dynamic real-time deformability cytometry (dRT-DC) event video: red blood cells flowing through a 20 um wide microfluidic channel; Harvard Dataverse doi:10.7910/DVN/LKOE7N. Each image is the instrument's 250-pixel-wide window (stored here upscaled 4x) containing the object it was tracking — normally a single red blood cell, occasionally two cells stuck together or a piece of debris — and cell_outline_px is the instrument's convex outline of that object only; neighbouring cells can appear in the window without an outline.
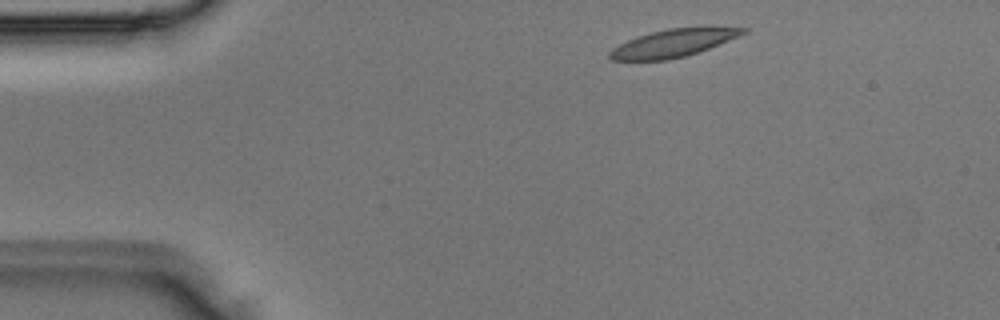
{"species": "Egyptian fruit bat (a non-hibernating species)", "species_latin": "Rousettus aegyptiacus", "temperature_condition": "room temperature", "stored_images_in_passage": 4, "segment_of_instrument_passage": [2, 2], "camera_frame_rate_fps": 3000, "um_per_image_px": 0.085, "animal": {"sex": "male"}, "frame": {"image": 1, "passage_image": 4, "time_ms": 1.0, "image_size_px": [1000, 320], "cell_outline_px": [[748, 32], [708, 48], [684, 56], [668, 60], [612, 60], [608, 56], [608, 52], [612, 48], [636, 36], [668, 28], [712, 24], [748, 28]], "centroid_in_image_um": [57.3, 3.6], "position_along_channel_um": 27.7, "area_um2": 22.08}}